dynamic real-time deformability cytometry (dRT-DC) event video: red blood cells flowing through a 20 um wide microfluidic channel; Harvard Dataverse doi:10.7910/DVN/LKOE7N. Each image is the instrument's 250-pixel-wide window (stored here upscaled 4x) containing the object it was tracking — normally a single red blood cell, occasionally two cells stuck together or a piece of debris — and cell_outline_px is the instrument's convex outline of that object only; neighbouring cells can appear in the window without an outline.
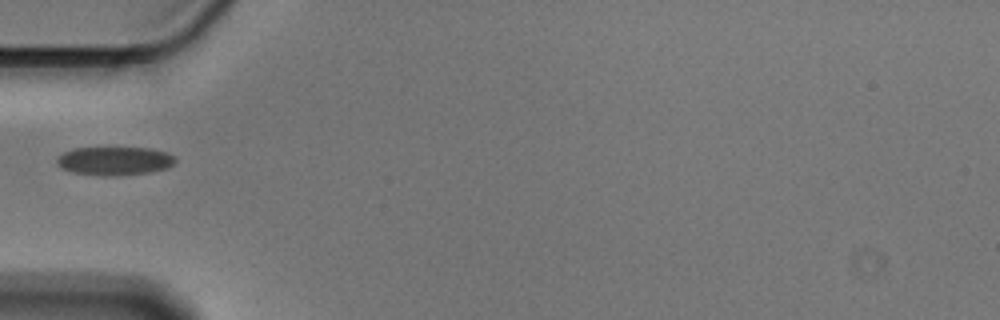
{"species": "Egyptian fruit bat (a non-hibernating species)", "species_latin": "Rousettus aegyptiacus", "temperature_condition": "cold", "stored_images_in_passage": 23, "camera_frame_rate_fps": 3000, "um_per_image_px": 0.085, "animal": {"sex": "male"}, "frame": {"image": 1, "passage_image": 1, "time_ms": 0.0, "image_size_px": [1000, 320], "cell_outline_px": [[176, 160], [168, 168], [148, 172], [116, 176], [104, 176], [76, 172], [64, 168], [56, 164], [56, 156], [72, 148], [148, 148], [168, 152], [176, 156]], "centroid_in_image_um": [9.75, 13.67], "position_along_channel_um": 75.2, "area_um2": 19.65}}
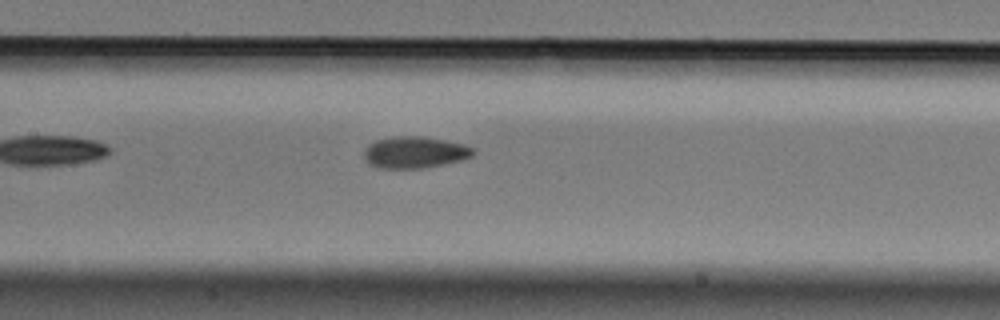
{"frame": {"image": 2, "passage_image": 9, "time_ms": 2.667, "image_size_px": [1000, 320], "cell_outline_px": [[476, 152], [472, 156], [460, 160], [424, 168], [376, 168], [364, 156], [364, 152], [368, 144], [376, 140], [392, 136], [424, 136], [464, 144], [476, 148]], "centroid_in_image_um": [35.28, 12.93], "position_along_channel_um": 172.1, "area_um2": 20.11}}
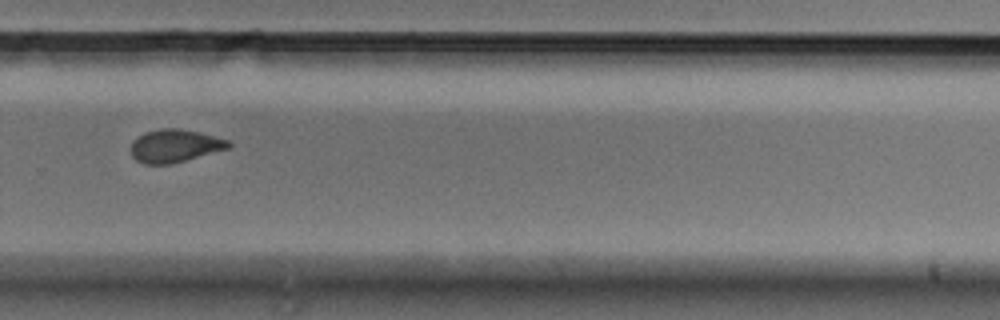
{"frame": {"image": 3, "passage_image": 21, "time_ms": 6.667, "image_size_px": [1000, 320], "cell_outline_px": [[232, 144], [228, 148], [184, 160], [168, 164], [144, 164], [136, 160], [132, 156], [132, 140], [144, 132], [160, 128], [180, 128], [200, 132], [228, 140]], "centroid_in_image_um": [14.83, 12.37], "position_along_channel_um": 315.0, "area_um2": 18.55}}